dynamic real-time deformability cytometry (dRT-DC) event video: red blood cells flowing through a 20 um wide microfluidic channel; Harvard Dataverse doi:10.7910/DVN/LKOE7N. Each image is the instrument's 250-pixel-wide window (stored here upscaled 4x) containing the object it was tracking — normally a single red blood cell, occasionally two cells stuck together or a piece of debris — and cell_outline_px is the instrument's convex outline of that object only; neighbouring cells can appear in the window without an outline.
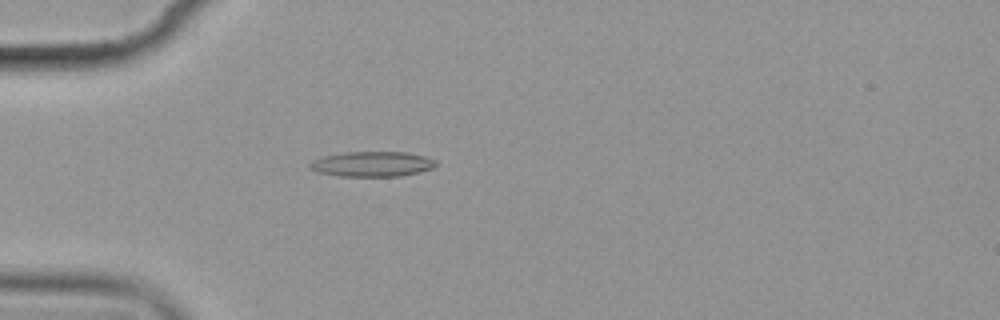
{"species": "common noctule bat (a hibernating species)", "species_latin": "Nyctalus noctula", "temperature_condition": "cold", "stored_images_in_passage": 4, "camera_frame_rate_fps": 3000, "um_per_image_px": 0.085, "animal": {"sex": "female", "body_mass_g": 19.9}, "frame": {"image": 1, "passage_image": 4, "time_ms": 3.333, "image_size_px": [1000, 320], "cell_outline_px": [[436, 164], [432, 168], [400, 176], [340, 176], [316, 172], [308, 168], [308, 164], [312, 160], [324, 156], [344, 152], [408, 152], [424, 156], [436, 160]], "centroid_in_image_um": [31.58, 13.94], "position_along_channel_um": 53.4, "area_um2": 18.44}}